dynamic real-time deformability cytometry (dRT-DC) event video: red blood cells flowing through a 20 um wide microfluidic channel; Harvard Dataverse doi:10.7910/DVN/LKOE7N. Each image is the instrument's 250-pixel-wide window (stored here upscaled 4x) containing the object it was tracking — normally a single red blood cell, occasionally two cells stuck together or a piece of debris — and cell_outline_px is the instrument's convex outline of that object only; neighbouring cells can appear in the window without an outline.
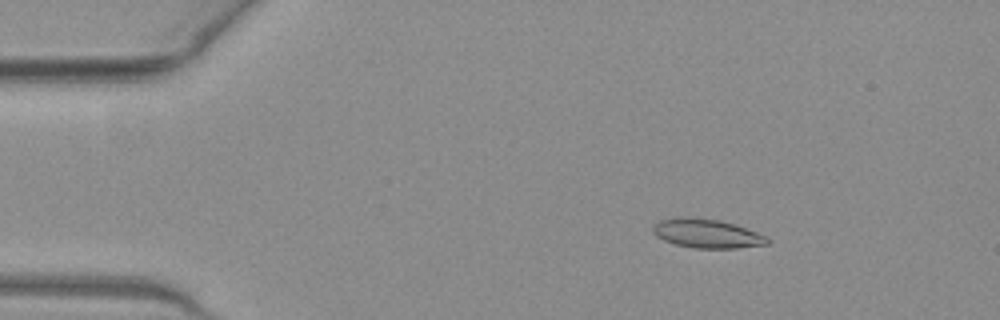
{"species": "common noctule bat (a hibernating species)", "species_latin": "Nyctalus noctula", "temperature_condition": "warm", "stored_images_in_passage": 50, "camera_frame_rate_fps": 3000, "um_per_image_px": 0.085, "animal": {"sex": "female", "body_mass_g": 19.3, "forearm_length_mm": 54.1}, "frame": {"image": 1, "passage_image": 7, "time_ms": 2.0, "image_size_px": [1000, 320], "cell_outline_px": [[772, 240], [768, 244], [740, 248], [696, 248], [676, 244], [664, 240], [656, 236], [652, 232], [652, 224], [660, 220], [676, 216], [688, 216], [720, 220], [736, 224], [768, 236]], "centroid_in_image_um": [60.1, 19.83], "position_along_channel_um": 24.9, "area_um2": 19.77}}
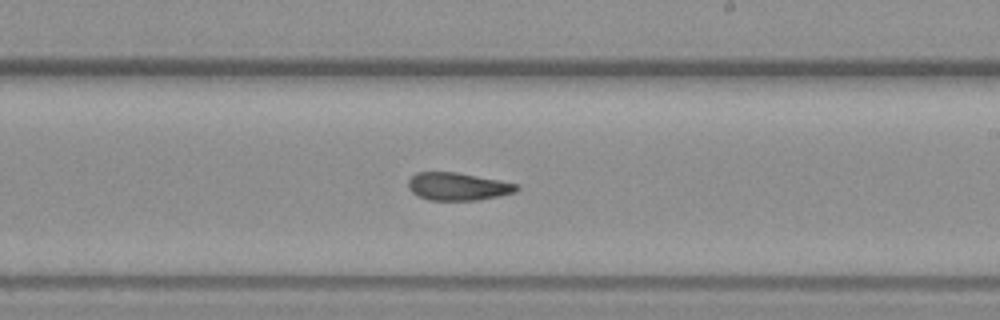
{"frame": {"image": 2, "passage_image": 29, "time_ms": 9.333, "image_size_px": [1000, 320], "cell_outline_px": [[520, 188], [516, 192], [480, 200], [428, 200], [412, 192], [408, 188], [408, 180], [416, 172], [456, 172], [516, 184]], "centroid_in_image_um": [38.89, 15.86], "position_along_channel_um": 250.1, "area_um2": 17.34}}
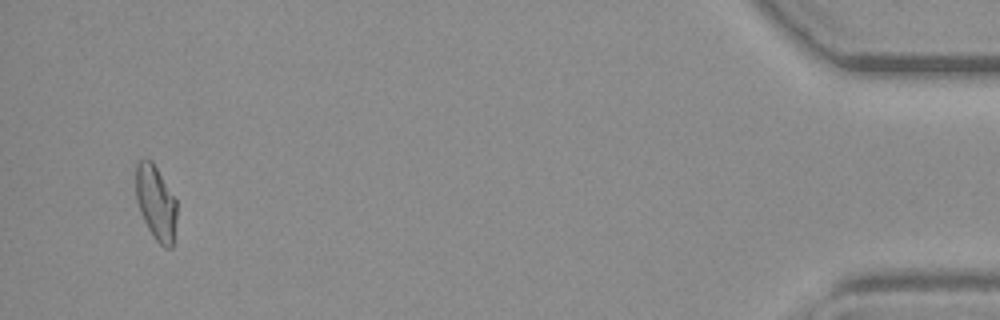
{"frame": {"image": 3, "passage_image": 48, "time_ms": 15.667, "image_size_px": [1000, 320], "cell_outline_px": [[176, 220], [172, 248], [164, 248], [152, 236], [140, 212], [136, 200], [136, 164], [140, 160], [152, 160], [176, 200]], "centroid_in_image_um": [13.24, 17.25], "position_along_channel_um": 422.0, "area_um2": 17.69}, "authors_computed_cell_mechanics": {"area_um2": 18.207, "velocity_mm_per_s": 4.0629, "shape_relaxation_time_tau1_ms": null, "shape_relaxation_time_tau2_ms": 4.4905, "deformation_change_tau1": null, "deformation_change_tau2": 0.1396}}